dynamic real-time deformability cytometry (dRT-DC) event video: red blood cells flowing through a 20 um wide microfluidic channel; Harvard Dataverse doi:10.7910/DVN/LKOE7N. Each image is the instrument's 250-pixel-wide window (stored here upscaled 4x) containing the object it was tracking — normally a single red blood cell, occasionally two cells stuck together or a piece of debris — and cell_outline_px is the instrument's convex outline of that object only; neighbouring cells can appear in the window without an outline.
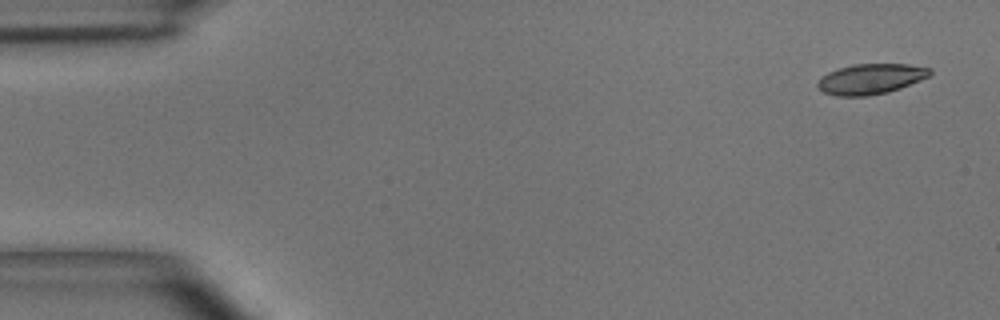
{"species": "common noctule bat (a hibernating species)", "species_latin": "Nyctalus noctula", "temperature_condition": "room temperature", "stored_images_in_passage": 5, "segment_of_instrument_passage": [2, 2], "camera_frame_rate_fps": 3000, "um_per_image_px": 0.085, "animal": {"sex": "male", "body_mass_g": 15.6}, "frame": {"image": 1, "passage_image": 5, "time_ms": 1.333, "image_size_px": [1000, 320], "cell_outline_px": [[932, 72], [928, 76], [920, 80], [900, 88], [888, 92], [868, 96], [836, 96], [824, 92], [816, 84], [828, 72], [852, 64], [908, 64], [932, 68]], "centroid_in_image_um": [74.04, 6.71], "position_along_channel_um": 11.0, "area_um2": 19.71}}